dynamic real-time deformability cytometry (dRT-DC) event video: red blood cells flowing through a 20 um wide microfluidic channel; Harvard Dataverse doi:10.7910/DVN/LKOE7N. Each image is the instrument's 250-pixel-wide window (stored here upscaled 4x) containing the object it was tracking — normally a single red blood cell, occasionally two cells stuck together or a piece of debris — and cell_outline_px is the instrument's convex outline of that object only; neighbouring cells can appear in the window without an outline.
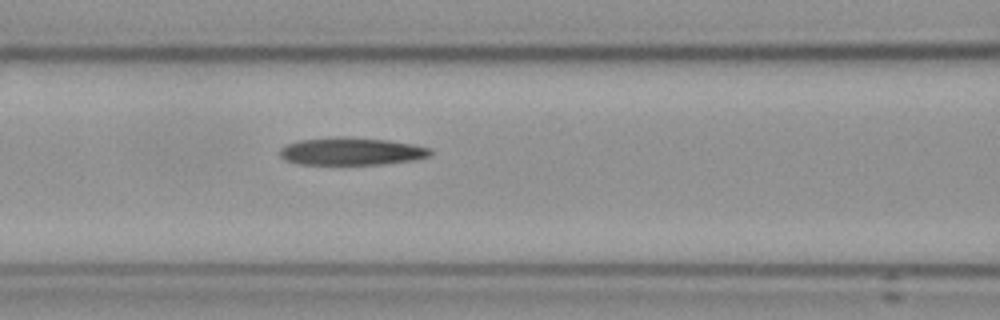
{"species": "Egyptian fruit bat (a non-hibernating species)", "species_latin": "Rousettus aegyptiacus", "temperature_condition": "cold", "stored_images_in_passage": 5, "camera_frame_rate_fps": 3000, "um_per_image_px": 0.085, "frame": {"image": 1, "passage_image": 5, "time_ms": 5.333, "image_size_px": [1000, 320], "cell_outline_px": [[432, 156], [412, 160], [384, 164], [300, 164], [284, 160], [280, 156], [280, 148], [296, 140], [336, 136], [340, 136], [388, 140], [412, 144], [432, 148]], "centroid_in_image_um": [29.87, 12.85], "position_along_channel_um": 136.7, "area_um2": 24.39}}